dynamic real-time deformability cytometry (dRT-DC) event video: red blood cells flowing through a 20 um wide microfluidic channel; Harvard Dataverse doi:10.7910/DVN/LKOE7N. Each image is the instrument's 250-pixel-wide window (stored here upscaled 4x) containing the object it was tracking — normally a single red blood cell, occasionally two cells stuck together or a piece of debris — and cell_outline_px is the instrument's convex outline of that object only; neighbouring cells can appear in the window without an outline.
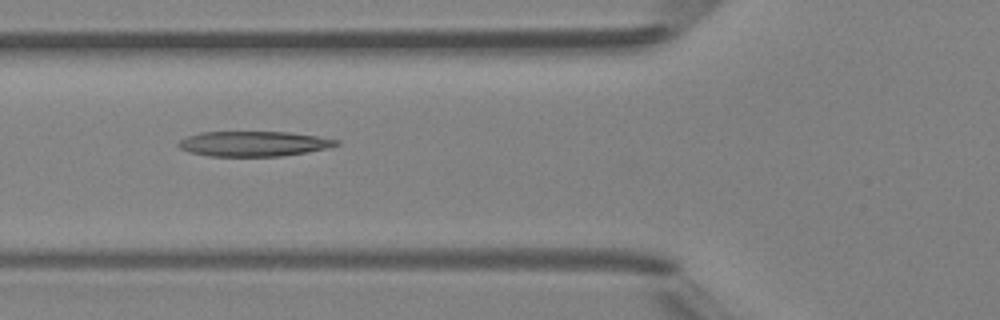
{"species": "Egyptian fruit bat (a non-hibernating species)", "species_latin": "Rousettus aegyptiacus", "temperature_condition": "room temperature", "stored_images_in_passage": 6, "camera_frame_rate_fps": 3000, "um_per_image_px": 0.085, "animal": {"sex": "female"}, "frame": {"image": 1, "passage_image": 5, "time_ms": 5.333, "image_size_px": [1000, 320], "cell_outline_px": [[340, 144], [328, 148], [308, 152], [280, 156], [208, 156], [188, 152], [180, 148], [176, 144], [180, 140], [188, 136], [200, 132], [292, 132], [340, 140]], "centroid_in_image_um": [21.56, 12.22], "position_along_channel_um": 104.2, "area_um2": 23.18}}
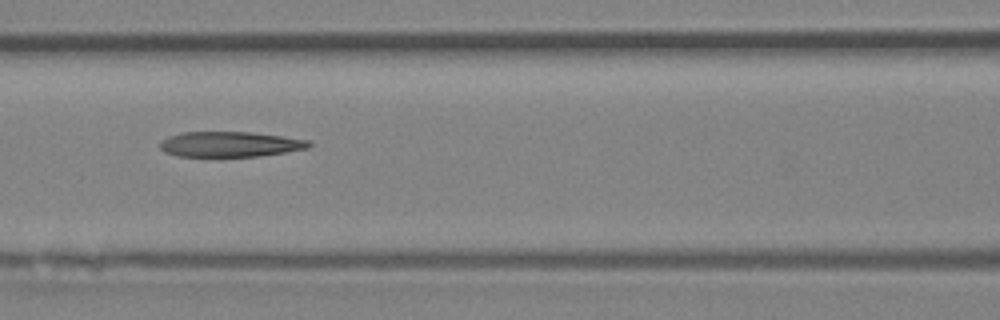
{"frame": {"image": 2, "passage_image": 6, "time_ms": 6.333, "image_size_px": [1000, 320], "cell_outline_px": [[312, 144], [308, 148], [260, 156], [176, 156], [164, 152], [160, 148], [160, 140], [168, 136], [184, 132], [252, 132], [284, 136], [312, 140]], "centroid_in_image_um": [19.56, 12.25], "position_along_channel_um": 147.0, "area_um2": 22.08}}